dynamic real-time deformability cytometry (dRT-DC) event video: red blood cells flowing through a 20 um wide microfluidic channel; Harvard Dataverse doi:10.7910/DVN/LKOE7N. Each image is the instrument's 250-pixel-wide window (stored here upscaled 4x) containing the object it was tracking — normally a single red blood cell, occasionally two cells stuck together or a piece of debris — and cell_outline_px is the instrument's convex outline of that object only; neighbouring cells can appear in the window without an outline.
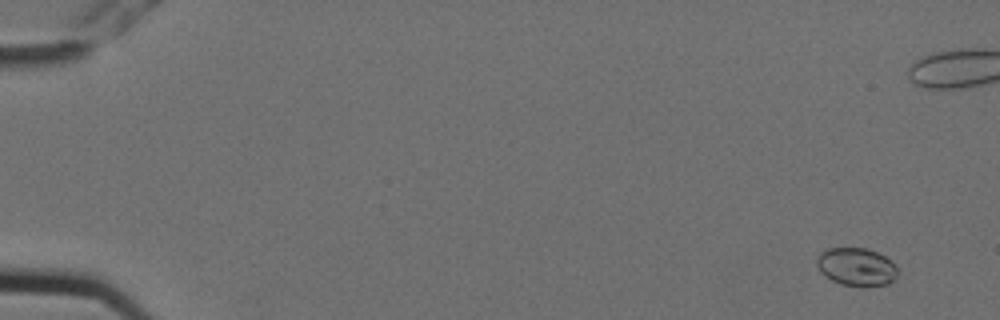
{"species": "Egyptian fruit bat (a non-hibernating species)", "species_latin": "Rousettus aegyptiacus", "temperature_condition": "cold", "stored_images_in_passage": 6, "camera_frame_rate_fps": 3000, "um_per_image_px": 0.085, "animal": {"sex": "female"}, "frame": {"image": 1, "passage_image": 2, "time_ms": 0.333, "image_size_px": [1000, 320], "cell_outline_px": [[896, 276], [888, 284], [864, 288], [840, 284], [824, 276], [820, 272], [816, 264], [816, 256], [820, 252], [828, 248], [868, 248], [892, 260], [896, 264]], "centroid_in_image_um": [72.77, 22.69], "position_along_channel_um": 12.2, "area_um2": 18.32}}